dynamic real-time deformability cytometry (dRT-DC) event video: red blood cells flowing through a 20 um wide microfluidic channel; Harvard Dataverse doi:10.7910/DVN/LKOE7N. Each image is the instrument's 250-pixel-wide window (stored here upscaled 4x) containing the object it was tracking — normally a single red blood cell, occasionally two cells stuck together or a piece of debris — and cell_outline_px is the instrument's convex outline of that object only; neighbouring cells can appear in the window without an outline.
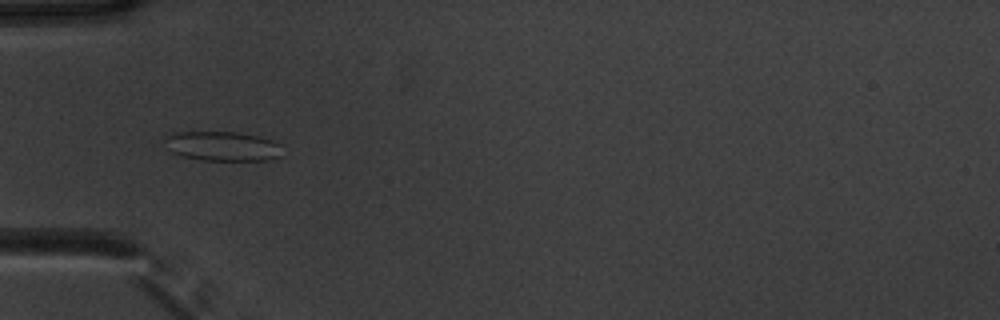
{"species": "common noctule bat (a hibernating species)", "species_latin": "Nyctalus noctula", "temperature_condition": "warm", "stored_images_in_passage": 11, "camera_frame_rate_fps": 3000, "um_per_image_px": 0.085, "animal": {"sex": "male", "body_mass_g": 20.1, "forearm_length_mm": 53.5}, "frame": {"image": 1, "passage_image": 1, "time_ms": 0.0, "image_size_px": [1000, 320], "cell_outline_px": [[280, 156], [268, 160], [200, 160], [184, 156], [172, 152], [164, 136], [172, 132], [236, 132], [260, 136], [272, 140], [280, 144]], "centroid_in_image_um": [18.93, 12.41], "position_along_channel_um": 66.1, "area_um2": 20.06}}
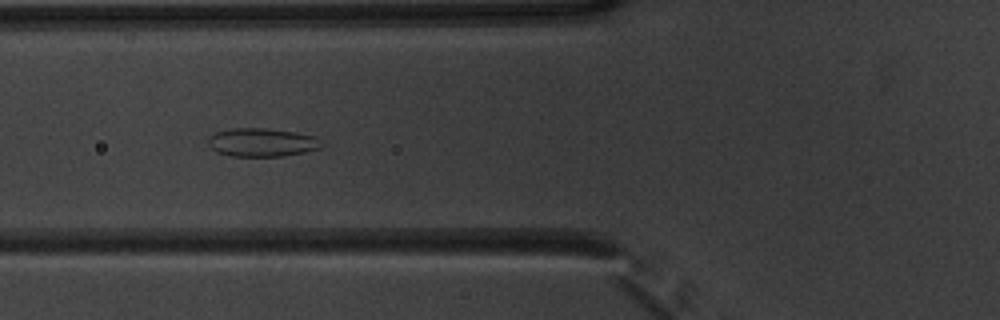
{"frame": {"image": 2, "passage_image": 4, "time_ms": 1.0, "image_size_px": [1000, 320], "cell_outline_px": [[324, 144], [320, 148], [304, 152], [284, 156], [232, 156], [216, 152], [208, 144], [208, 136], [216, 132], [232, 128], [264, 128], [296, 132], [316, 136]], "centroid_in_image_um": [22.27, 12.1], "position_along_channel_um": 103.5, "area_um2": 18.9}}